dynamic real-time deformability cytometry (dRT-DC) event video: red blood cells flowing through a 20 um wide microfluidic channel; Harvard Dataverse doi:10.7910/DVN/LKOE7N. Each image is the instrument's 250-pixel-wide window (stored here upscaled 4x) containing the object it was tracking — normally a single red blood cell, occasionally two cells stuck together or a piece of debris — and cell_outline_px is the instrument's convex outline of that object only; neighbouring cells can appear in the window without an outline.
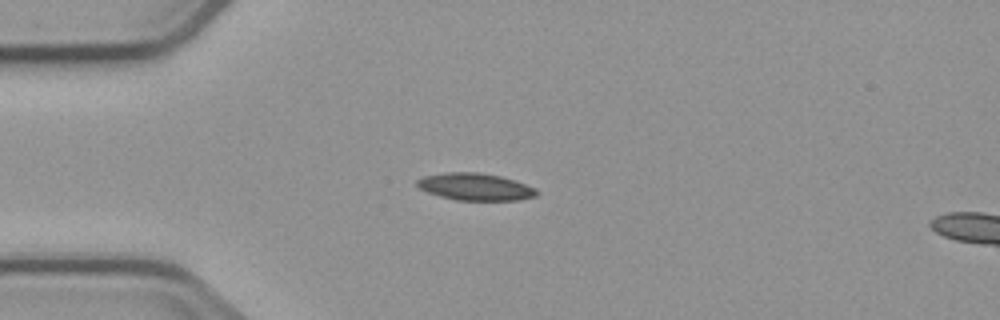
{"species": "common noctule bat (a hibernating species)", "species_latin": "Nyctalus noctula", "temperature_condition": "cold", "stored_images_in_passage": 5, "camera_frame_rate_fps": 3000, "um_per_image_px": 0.085, "animal": {"sex": "male", "body_mass_g": 23.1, "forearm_length_mm": 52.7}, "frame": {"image": 1, "passage_image": 3, "time_ms": 2.333, "image_size_px": [1000, 320], "cell_outline_px": [[540, 192], [536, 196], [520, 200], [456, 200], [440, 196], [428, 192], [420, 188], [416, 184], [416, 180], [424, 176], [444, 172], [476, 172], [500, 176], [536, 188]], "centroid_in_image_um": [40.4, 15.88], "position_along_channel_um": 44.6, "area_um2": 18.84}}
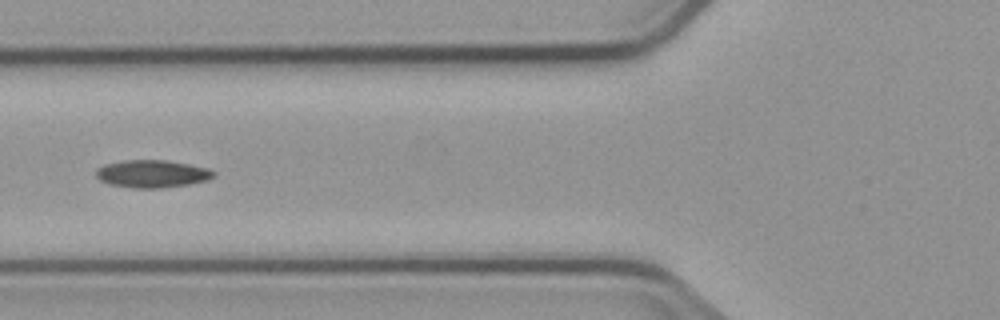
{"frame": {"image": 2, "passage_image": 5, "time_ms": 4.667, "image_size_px": [1000, 320], "cell_outline_px": [[216, 176], [208, 180], [188, 184], [160, 188], [132, 188], [108, 184], [100, 180], [96, 176], [96, 168], [104, 164], [124, 160], [164, 160], [188, 164], [208, 168], [216, 172]], "centroid_in_image_um": [12.92, 14.77], "position_along_channel_um": 112.9, "area_um2": 19.02}}